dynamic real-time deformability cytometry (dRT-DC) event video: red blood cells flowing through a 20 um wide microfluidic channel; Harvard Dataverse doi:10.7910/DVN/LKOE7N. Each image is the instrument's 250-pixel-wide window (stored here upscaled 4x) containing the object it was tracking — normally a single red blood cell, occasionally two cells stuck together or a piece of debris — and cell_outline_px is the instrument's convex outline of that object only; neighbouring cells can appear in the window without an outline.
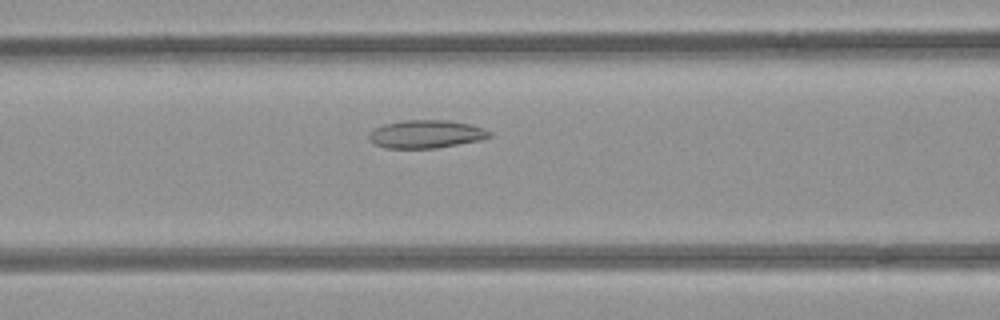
{"species": "common noctule bat (a hibernating species)", "species_latin": "Nyctalus noctula", "temperature_condition": "room temperature", "stored_images_in_passage": 34, "camera_frame_rate_fps": 3000, "um_per_image_px": 0.085, "animal": {"sex": "female", "body_mass_g": 21.9}, "frame": {"image": 1, "passage_image": 15, "time_ms": 4.667, "image_size_px": [1000, 320], "cell_outline_px": [[492, 136], [480, 140], [436, 148], [388, 148], [376, 144], [368, 140], [368, 132], [384, 124], [404, 120], [448, 120], [468, 124], [484, 128], [492, 132]], "centroid_in_image_um": [36.21, 11.39], "position_along_channel_um": 130.4, "area_um2": 19.65}}
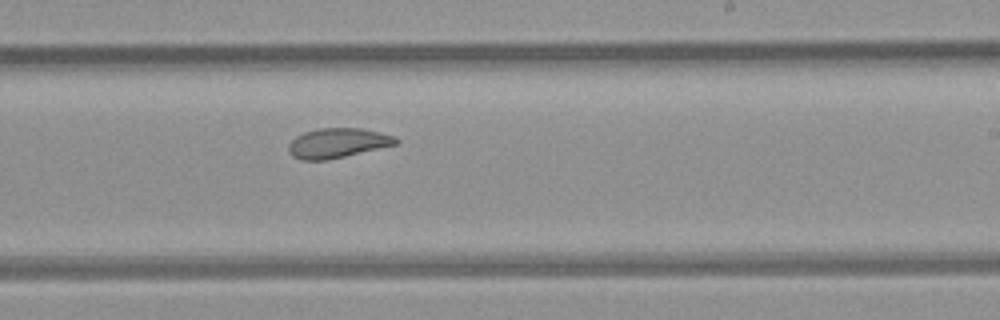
{"frame": {"image": 2, "passage_image": 25, "time_ms": 8.0, "image_size_px": [1000, 320], "cell_outline_px": [[400, 144], [328, 160], [300, 160], [292, 156], [288, 152], [288, 144], [296, 136], [304, 132], [316, 128], [360, 128], [380, 132], [396, 136], [400, 140]], "centroid_in_image_um": [28.72, 12.16], "position_along_channel_um": 260.3, "area_um2": 18.96}}
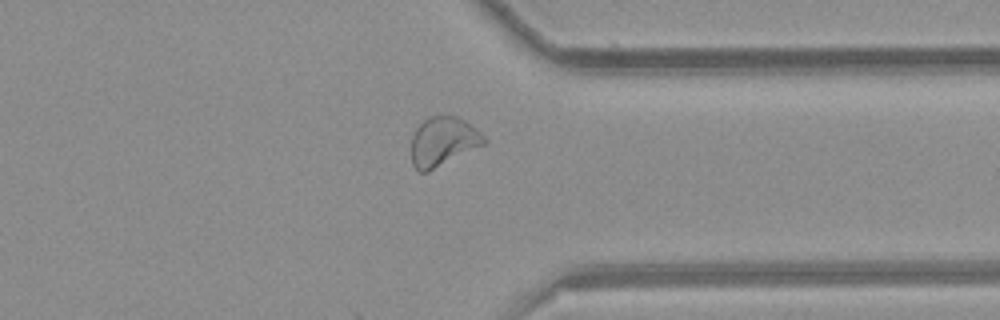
{"frame": {"image": 3, "passage_image": 34, "time_ms": 11.0, "image_size_px": [1000, 320], "cell_outline_px": [[488, 140], [484, 144], [428, 172], [420, 172], [412, 164], [412, 136], [416, 128], [428, 116], [456, 116], [464, 120], [476, 128]], "centroid_in_image_um": [37.65, 12.02], "position_along_channel_um": 373.7, "area_um2": 20.63}, "authors_computed_cell_mechanics": {"area_um2": 19.4208, "velocity_mm_per_s": 3.8998, "shape_relaxation_time_tau1_ms": null, "shape_relaxation_time_tau2_ms": 2.1641, "deformation_change_tau1": null, "deformation_change_tau2": 0.0723}}